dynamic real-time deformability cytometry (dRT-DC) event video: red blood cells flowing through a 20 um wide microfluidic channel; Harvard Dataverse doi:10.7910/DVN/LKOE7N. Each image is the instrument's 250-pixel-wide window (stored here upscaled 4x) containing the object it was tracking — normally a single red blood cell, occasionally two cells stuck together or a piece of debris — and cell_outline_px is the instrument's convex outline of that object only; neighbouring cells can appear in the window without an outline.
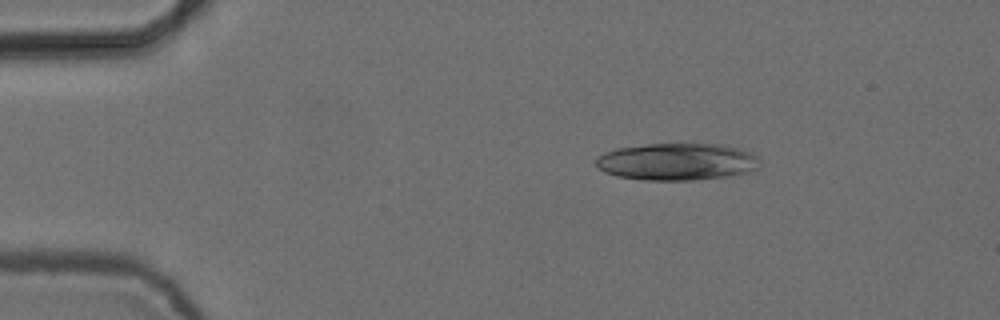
{"species": "common noctule bat (a hibernating species)", "species_latin": "Nyctalus noctula", "temperature_condition": "cold", "stored_images_in_passage": 4, "camera_frame_rate_fps": 3000, "um_per_image_px": 0.085, "animal": {"sex": "female", "body_mass_g": 24.6, "forearm_length_mm": 56.2}, "frame": {"image": 1, "passage_image": 2, "time_ms": 0.333, "image_size_px": [1000, 320], "cell_outline_px": [[760, 168], [752, 172], [732, 176], [692, 180], [644, 180], [616, 176], [604, 172], [596, 164], [596, 160], [604, 152], [616, 148], [648, 144], [724, 144], [740, 148], [756, 156]], "centroid_in_image_um": [57.58, 13.75], "position_along_channel_um": 27.4, "area_um2": 35.66}}